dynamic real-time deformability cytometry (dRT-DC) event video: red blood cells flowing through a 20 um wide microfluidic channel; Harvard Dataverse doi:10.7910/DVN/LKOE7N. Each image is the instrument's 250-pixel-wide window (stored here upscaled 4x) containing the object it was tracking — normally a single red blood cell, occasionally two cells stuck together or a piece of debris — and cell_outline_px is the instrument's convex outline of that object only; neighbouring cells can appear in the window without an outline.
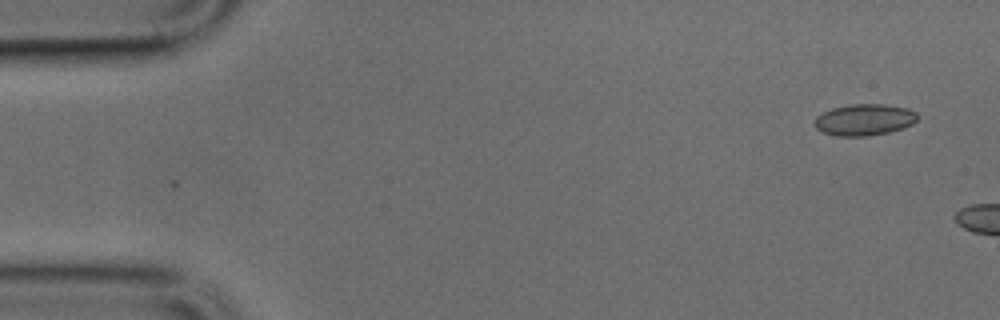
{"species": "common noctule bat (a hibernating species)", "species_latin": "Nyctalus noctula", "temperature_condition": "cold", "stored_images_in_passage": 5, "camera_frame_rate_fps": 3000, "um_per_image_px": 0.085, "animal": {"sex": "male", "body_mass_g": 17.9, "forearm_length_mm": 54.2}, "frame": {"image": 1, "passage_image": 1, "time_ms": 0.0, "image_size_px": [1000, 320], "cell_outline_px": [[916, 120], [912, 124], [904, 128], [888, 132], [868, 136], [836, 136], [824, 132], [816, 128], [812, 124], [816, 116], [832, 108], [852, 104], [884, 104], [908, 108], [916, 112]], "centroid_in_image_um": [73.45, 10.18], "position_along_channel_um": 11.6, "area_um2": 18.9}}